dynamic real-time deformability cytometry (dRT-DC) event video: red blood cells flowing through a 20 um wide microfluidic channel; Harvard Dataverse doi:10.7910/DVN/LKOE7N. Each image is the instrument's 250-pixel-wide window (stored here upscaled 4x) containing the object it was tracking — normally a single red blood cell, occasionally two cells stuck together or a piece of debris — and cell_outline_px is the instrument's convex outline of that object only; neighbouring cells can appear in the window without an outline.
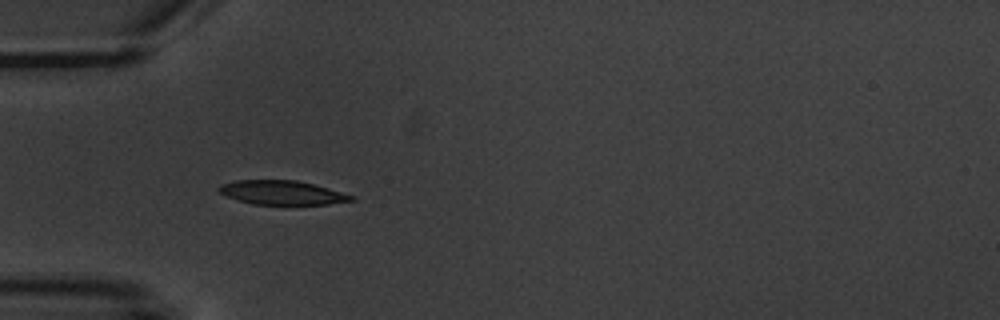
{"species": "common noctule bat (a hibernating species)", "species_latin": "Nyctalus noctula", "temperature_condition": "warm", "stored_images_in_passage": 2, "camera_frame_rate_fps": 3000, "um_per_image_px": 0.085, "animal": {"sex": "male", "body_mass_g": 20.1, "forearm_length_mm": 53.5}, "frame": {"image": 1, "passage_image": 1, "time_ms": 0.0, "image_size_px": [1000, 320], "cell_outline_px": [[356, 200], [328, 204], [284, 208], [252, 204], [236, 200], [224, 196], [216, 188], [220, 184], [236, 180], [296, 180], [328, 188], [356, 196]], "centroid_in_image_um": [23.97, 16.43], "position_along_channel_um": 61.0, "area_um2": 19.77}}